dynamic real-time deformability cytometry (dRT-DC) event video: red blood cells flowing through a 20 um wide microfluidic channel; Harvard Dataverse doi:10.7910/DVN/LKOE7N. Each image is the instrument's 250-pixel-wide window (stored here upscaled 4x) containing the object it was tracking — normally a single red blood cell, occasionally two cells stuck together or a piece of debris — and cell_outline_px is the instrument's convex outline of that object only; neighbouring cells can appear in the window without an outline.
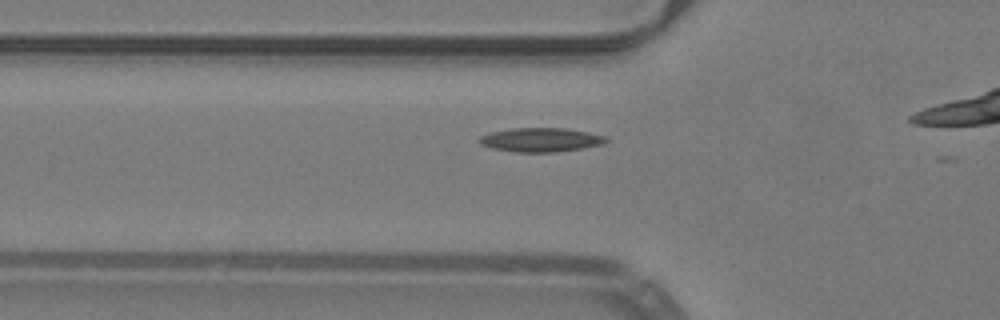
{"species": "common noctule bat (a hibernating species)", "species_latin": "Nyctalus noctula", "temperature_condition": "warm", "stored_images_in_passage": 15, "camera_frame_rate_fps": 3000, "um_per_image_px": 0.085, "animal": {"sex": "male", "body_mass_g": 19.2, "forearm_length_mm": 51.8}, "frame": {"image": 1, "passage_image": 10, "time_ms": 3.0, "image_size_px": [1000, 320], "cell_outline_px": [[608, 140], [604, 144], [584, 148], [556, 152], [516, 152], [492, 148], [480, 144], [476, 140], [480, 136], [492, 132], [512, 128], [568, 128], [608, 136]], "centroid_in_image_um": [46.0, 11.88], "position_along_channel_um": 79.8, "area_um2": 17.92}}
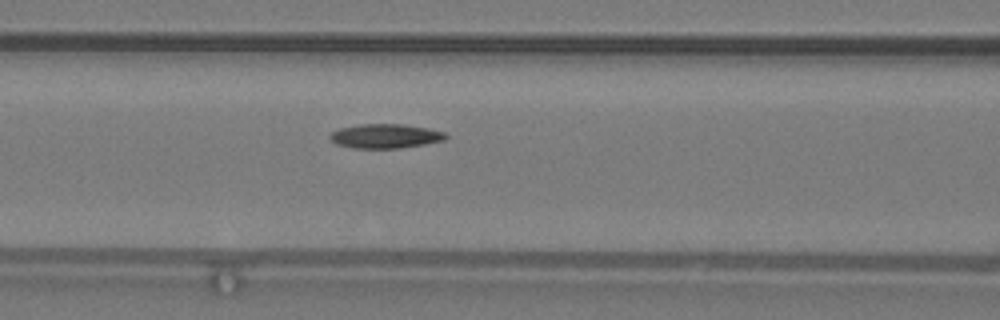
{"frame": {"image": 2, "passage_image": 14, "time_ms": 4.333, "image_size_px": [1000, 320], "cell_outline_px": [[448, 136], [444, 140], [424, 144], [400, 148], [352, 148], [336, 144], [328, 136], [332, 132], [340, 128], [360, 124], [404, 124], [428, 128], [444, 132]], "centroid_in_image_um": [32.74, 11.56], "position_along_channel_um": 133.9, "area_um2": 16.36}}